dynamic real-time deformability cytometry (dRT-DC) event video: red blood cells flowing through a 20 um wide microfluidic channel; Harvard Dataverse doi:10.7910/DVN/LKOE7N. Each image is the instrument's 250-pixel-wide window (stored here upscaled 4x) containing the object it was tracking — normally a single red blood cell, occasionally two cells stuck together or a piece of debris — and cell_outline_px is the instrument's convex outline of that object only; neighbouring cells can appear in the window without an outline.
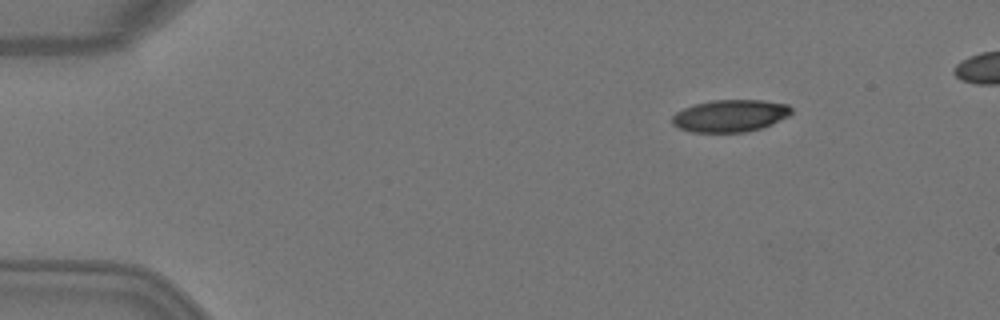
{"species": "Egyptian fruit bat (a non-hibernating species)", "species_latin": "Rousettus aegyptiacus", "temperature_condition": "warm", "stored_images_in_passage": 5, "camera_frame_rate_fps": 3000, "um_per_image_px": 0.085, "animal": {"sex": "female"}, "frame": {"image": 1, "passage_image": 1, "time_ms": 0.0, "image_size_px": [1000, 320], "cell_outline_px": [[792, 112], [788, 116], [772, 124], [748, 132], [692, 132], [680, 128], [672, 124], [672, 116], [676, 112], [684, 108], [696, 104], [712, 100], [760, 100], [788, 104], [792, 108]], "centroid_in_image_um": [62.07, 9.84], "position_along_channel_um": 22.9, "area_um2": 22.31}}